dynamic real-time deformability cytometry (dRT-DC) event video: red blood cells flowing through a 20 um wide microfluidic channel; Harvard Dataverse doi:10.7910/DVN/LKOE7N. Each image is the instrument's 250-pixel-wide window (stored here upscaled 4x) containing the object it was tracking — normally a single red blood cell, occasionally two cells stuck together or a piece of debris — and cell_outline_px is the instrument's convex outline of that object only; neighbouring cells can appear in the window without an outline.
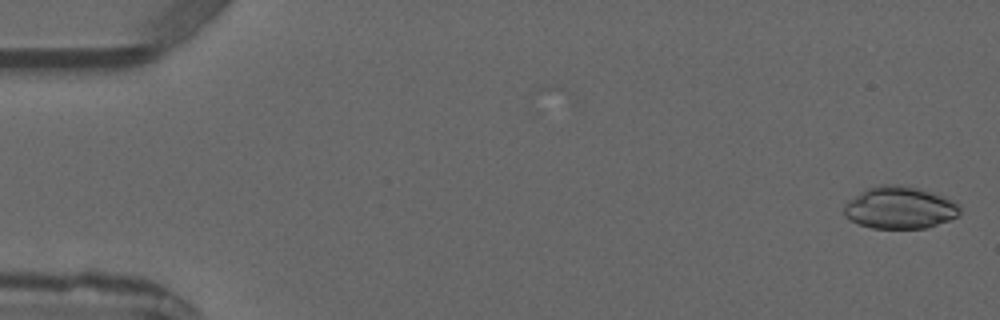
{"species": "common noctule bat (a hibernating species)", "species_latin": "Nyctalus noctula", "temperature_condition": "warm", "stored_images_in_passage": 5, "camera_frame_rate_fps": 3000, "um_per_image_px": 0.085, "animal": {"sex": "male", "forearm_length_mm": 52.5}, "frame": {"image": 1, "passage_image": 1, "time_ms": 0.0, "image_size_px": [1000, 320], "cell_outline_px": [[960, 212], [956, 216], [948, 220], [924, 228], [872, 228], [860, 224], [844, 216], [844, 204], [848, 200], [868, 188], [880, 184], [900, 184], [932, 192], [944, 196], [960, 204]], "centroid_in_image_um": [76.47, 17.64], "position_along_channel_um": 8.5, "area_um2": 28.32}}